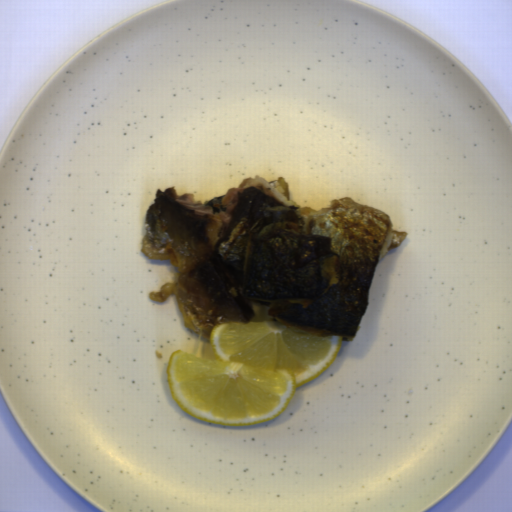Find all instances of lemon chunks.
<instances>
[{"label": "lemon chunks", "instance_id": "obj_1", "mask_svg": "<svg viewBox=\"0 0 512 512\" xmlns=\"http://www.w3.org/2000/svg\"><path fill=\"white\" fill-rule=\"evenodd\" d=\"M343 337H318L277 321H226L208 338L216 360L175 350L166 367L173 400L188 414L224 426L269 421L297 388L335 360Z\"/></svg>", "mask_w": 512, "mask_h": 512}]
</instances>
